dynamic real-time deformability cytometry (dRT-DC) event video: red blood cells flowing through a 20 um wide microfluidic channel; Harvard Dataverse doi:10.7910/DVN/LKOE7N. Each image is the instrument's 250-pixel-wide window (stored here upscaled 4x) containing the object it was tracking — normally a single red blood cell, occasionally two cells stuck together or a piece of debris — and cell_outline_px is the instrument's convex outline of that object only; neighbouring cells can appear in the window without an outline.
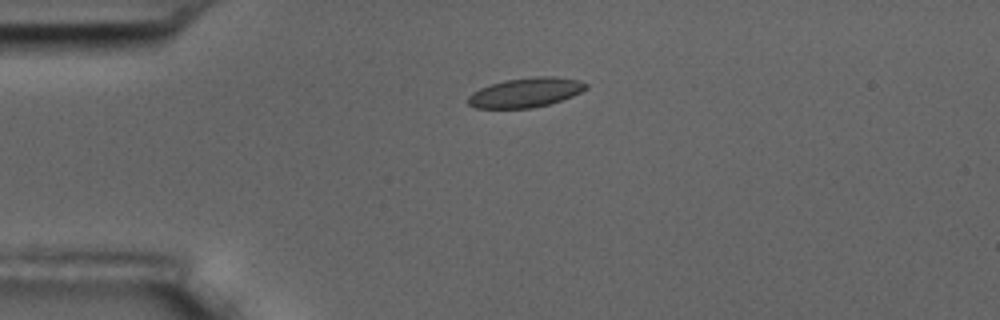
{"species": "common noctule bat (a hibernating species)", "species_latin": "Nyctalus noctula", "temperature_condition": "room temperature", "stored_images_in_passage": 3, "camera_frame_rate_fps": 3000, "um_per_image_px": 0.085, "animal": {"sex": "male", "body_mass_g": 17.5, "forearm_length_mm": 52.3}, "frame": {"image": 1, "passage_image": 1, "time_ms": 0.0, "image_size_px": [1000, 320], "cell_outline_px": [[588, 88], [572, 96], [548, 104], [532, 108], [476, 108], [468, 104], [468, 96], [472, 92], [480, 88], [504, 80], [536, 76], [552, 76], [580, 80], [588, 84]], "centroid_in_image_um": [44.68, 7.86], "position_along_channel_um": 40.3, "area_um2": 20.23}}